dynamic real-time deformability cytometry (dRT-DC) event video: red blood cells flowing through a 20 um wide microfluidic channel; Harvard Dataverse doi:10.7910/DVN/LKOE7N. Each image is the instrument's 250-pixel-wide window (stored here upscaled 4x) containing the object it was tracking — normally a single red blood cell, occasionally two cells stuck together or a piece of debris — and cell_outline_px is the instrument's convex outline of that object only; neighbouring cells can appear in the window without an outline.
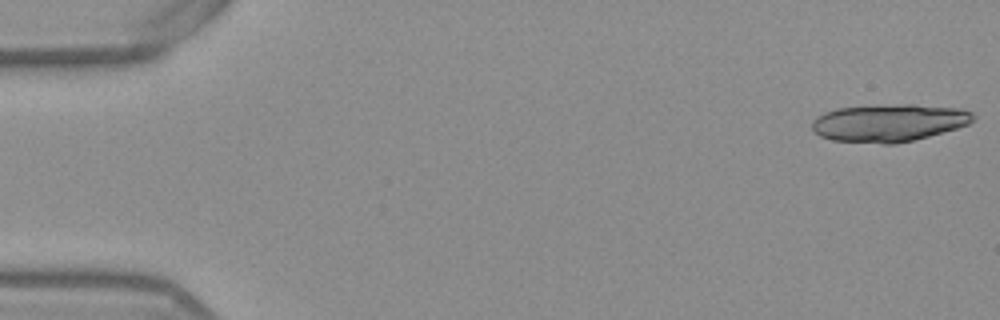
{"species": "Egyptian fruit bat (a non-hibernating species)", "species_latin": "Rousettus aegyptiacus", "temperature_condition": "warm", "stored_images_in_passage": 53, "segment_of_instrument_passage": [1, 2], "camera_frame_rate_fps": 3000, "um_per_image_px": 0.085, "frame": {"image": 1, "passage_image": 1, "time_ms": 0.0, "image_size_px": [1000, 320], "cell_outline_px": [[976, 116], [968, 124], [956, 128], [928, 136], [896, 144], [880, 144], [832, 140], [820, 136], [812, 128], [812, 120], [824, 112], [836, 108], [872, 104], [916, 104], [964, 108], [972, 112]], "centroid_in_image_um": [75.55, 10.41], "position_along_channel_um": 9.4, "area_um2": 35.78}}